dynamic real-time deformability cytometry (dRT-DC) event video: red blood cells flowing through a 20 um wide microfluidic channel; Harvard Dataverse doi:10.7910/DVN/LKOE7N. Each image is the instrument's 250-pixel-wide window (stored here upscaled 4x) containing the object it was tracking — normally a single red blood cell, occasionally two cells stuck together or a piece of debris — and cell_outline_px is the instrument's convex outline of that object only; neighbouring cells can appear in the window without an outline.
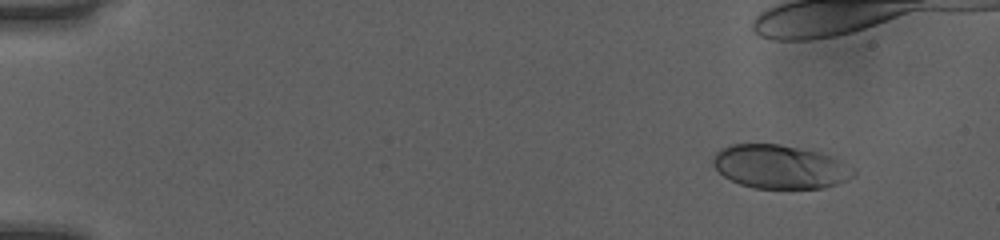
{"species": "human", "species_latin": "Homo sapiens", "temperature_condition": "room temperature", "stored_images_in_passage": 39, "camera_frame_rate_fps": 3000, "um_per_image_px": 0.085, "donor": {"sex": "female"}, "frame": {"image": 1, "passage_image": 2, "time_ms": 0.333, "image_size_px": [1000, 240], "cell_outline_px": [[856, 176], [848, 180], [836, 184], [820, 188], [752, 188], [740, 184], [724, 176], [712, 164], [712, 160], [716, 152], [720, 148], [732, 144], [780, 144], [816, 152], [828, 156], [856, 168]], "centroid_in_image_um": [66.29, 14.18], "position_along_channel_um": 18.7, "area_um2": 35.55}}
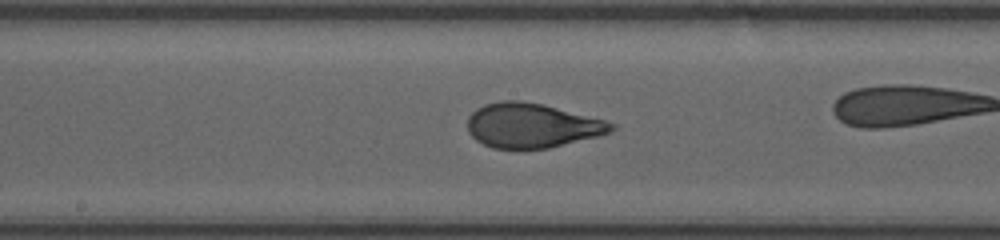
{"frame": {"image": 2, "passage_image": 25, "time_ms": 8.0, "image_size_px": [1000, 240], "cell_outline_px": [[616, 128], [608, 132], [596, 136], [548, 148], [492, 148], [476, 140], [468, 132], [468, 116], [476, 108], [484, 104], [500, 100], [520, 100], [544, 104], [604, 120], [616, 124]], "centroid_in_image_um": [45.17, 10.65], "position_along_channel_um": 203.0, "area_um2": 37.11}}
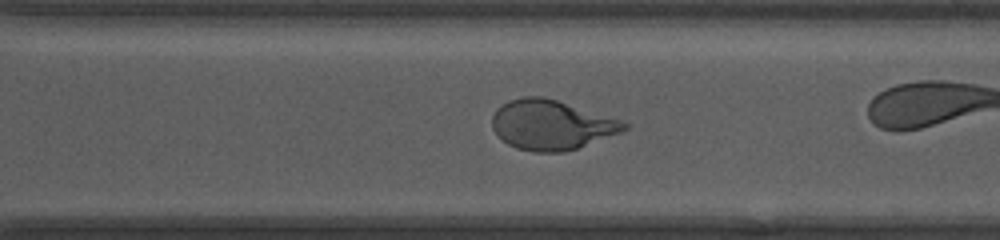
{"frame": {"image": 3, "passage_image": 34, "time_ms": 11.0, "image_size_px": [1000, 240], "cell_outline_px": [[628, 128], [620, 132], [576, 148], [564, 152], [536, 152], [516, 148], [508, 144], [492, 128], [492, 116], [496, 108], [512, 100], [524, 96], [544, 96], [620, 120], [628, 124]], "centroid_in_image_um": [46.83, 10.61], "position_along_channel_um": 323.8, "area_um2": 37.63}}